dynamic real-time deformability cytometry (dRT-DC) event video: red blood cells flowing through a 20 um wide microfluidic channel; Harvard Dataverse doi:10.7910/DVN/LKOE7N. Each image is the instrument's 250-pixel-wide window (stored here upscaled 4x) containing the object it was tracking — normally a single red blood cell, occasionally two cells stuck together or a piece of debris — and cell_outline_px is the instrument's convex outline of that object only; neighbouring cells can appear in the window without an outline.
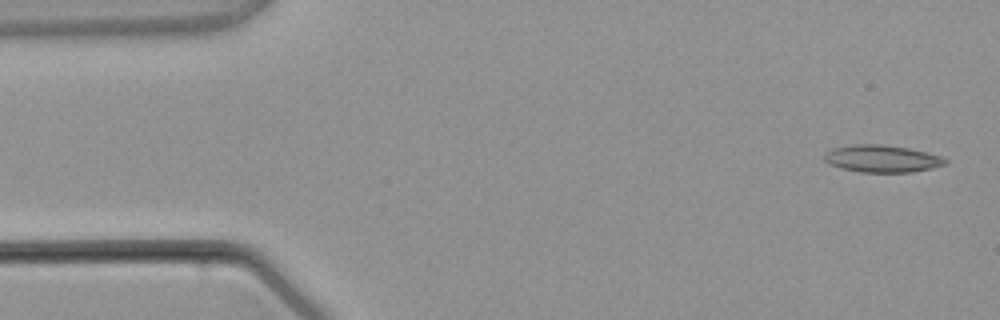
{"species": "common noctule bat (a hibernating species)", "species_latin": "Nyctalus noctula", "temperature_condition": "warm", "stored_images_in_passage": 4, "camera_frame_rate_fps": 3000, "um_per_image_px": 0.085, "animal": {"sex": "male", "body_mass_g": 21.5, "forearm_length_mm": 52.0}, "frame": {"image": 1, "passage_image": 1, "time_ms": 0.0, "image_size_px": [1000, 320], "cell_outline_px": [[948, 160], [944, 164], [932, 168], [912, 172], [860, 172], [844, 168], [832, 164], [824, 160], [824, 152], [832, 148], [852, 144], [884, 144], [908, 148], [940, 156]], "centroid_in_image_um": [74.94, 13.47], "position_along_channel_um": 10.1, "area_um2": 19.02}}